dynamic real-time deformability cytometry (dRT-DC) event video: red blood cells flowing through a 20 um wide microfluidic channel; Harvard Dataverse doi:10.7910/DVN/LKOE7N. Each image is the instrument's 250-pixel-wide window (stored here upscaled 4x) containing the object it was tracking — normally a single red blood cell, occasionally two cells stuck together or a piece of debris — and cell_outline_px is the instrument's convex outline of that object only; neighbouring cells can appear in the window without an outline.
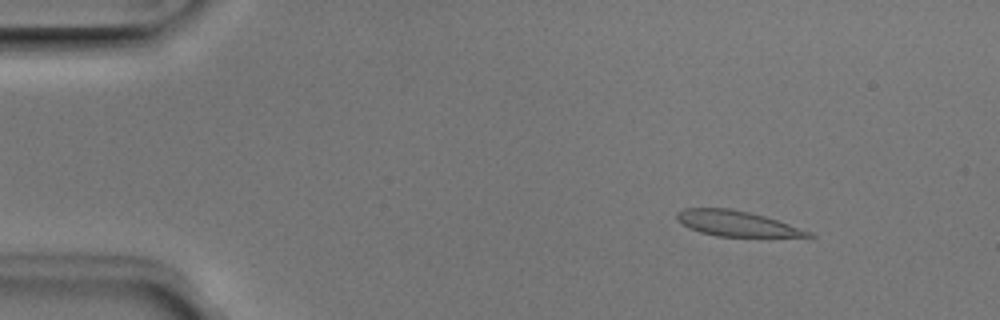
{"species": "Egyptian fruit bat (a non-hibernating species)", "species_latin": "Rousettus aegyptiacus", "temperature_condition": "room temperature", "stored_images_in_passage": 50, "camera_frame_rate_fps": 3000, "um_per_image_px": 0.085, "animal": {"sex": "male"}, "frame": {"image": 1, "passage_image": 6, "time_ms": 1.667, "image_size_px": [1000, 320], "cell_outline_px": [[816, 236], [716, 236], [700, 232], [676, 220], [676, 212], [684, 208], [728, 208], [748, 212], [764, 216], [812, 232]], "centroid_in_image_um": [62.56, 18.98], "position_along_channel_um": 22.4, "area_um2": 18.96}}
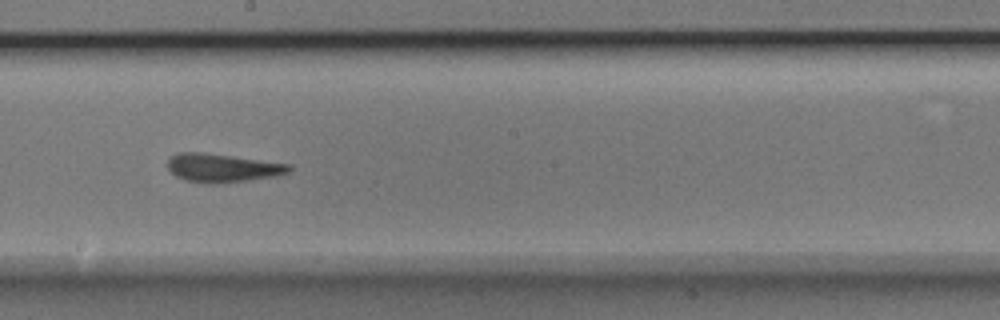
{"frame": {"image": 2, "passage_image": 28, "time_ms": 9.0, "image_size_px": [1000, 320], "cell_outline_px": [[292, 168], [288, 172], [276, 176], [216, 184], [208, 184], [184, 180], [176, 176], [168, 168], [168, 156], [176, 152], [204, 152], [292, 164]], "centroid_in_image_um": [18.88, 14.26], "position_along_channel_um": 229.3, "area_um2": 20.35}}
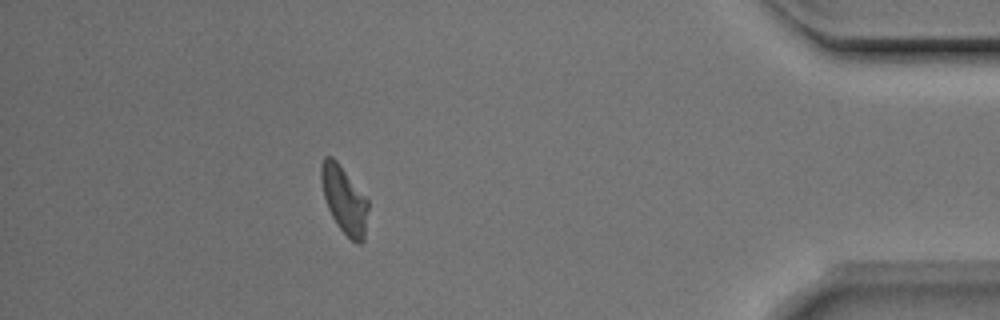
{"frame": {"image": 3, "passage_image": 45, "time_ms": 14.667, "image_size_px": [1000, 320], "cell_outline_px": [[368, 208], [364, 240], [360, 244], [356, 244], [336, 224], [328, 208], [324, 196], [320, 180], [320, 164], [324, 156], [332, 156], [336, 160], [368, 200]], "centroid_in_image_um": [29.24, 16.97], "position_along_channel_um": 406.0, "area_um2": 18.26}, "authors_computed_cell_mechanics": {"area_um2": 19.7387, "velocity_mm_per_s": 3.9445, "shape_relaxation_time_tau1_ms": 2.5198, "shape_relaxation_time_tau2_ms": 0.936, "deformation_change_tau1": 0.1636, "deformation_change_tau2": 0.1128}}